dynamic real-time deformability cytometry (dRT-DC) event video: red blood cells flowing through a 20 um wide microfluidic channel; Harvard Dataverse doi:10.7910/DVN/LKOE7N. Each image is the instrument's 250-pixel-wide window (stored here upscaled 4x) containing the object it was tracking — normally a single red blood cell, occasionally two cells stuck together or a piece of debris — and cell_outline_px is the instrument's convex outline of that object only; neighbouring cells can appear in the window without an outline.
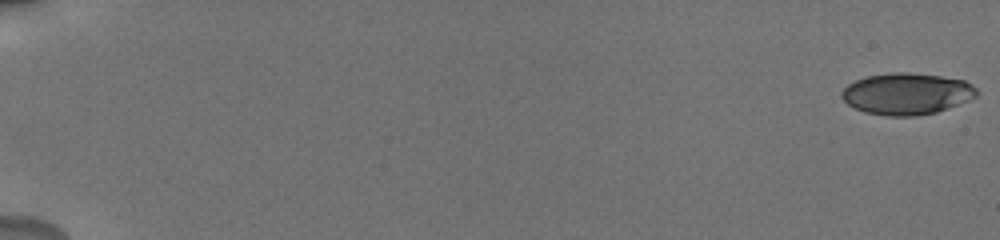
{"species": "human", "species_latin": "Homo sapiens", "temperature_condition": "cold", "stored_images_in_passage": 15, "camera_frame_rate_fps": 3000, "um_per_image_px": 0.085, "donor": {"sex": "male"}, "frame": {"image": 1, "passage_image": 1, "time_ms": 0.0, "image_size_px": [1000, 240], "cell_outline_px": [[980, 92], [976, 96], [968, 100], [948, 108], [936, 112], [916, 116], [888, 116], [864, 112], [848, 104], [840, 96], [840, 92], [848, 84], [856, 80], [868, 76], [892, 72], [908, 72], [940, 76], [964, 80], [972, 84]], "centroid_in_image_um": [77.07, 7.97], "position_along_channel_um": 7.9, "area_um2": 32.71}}
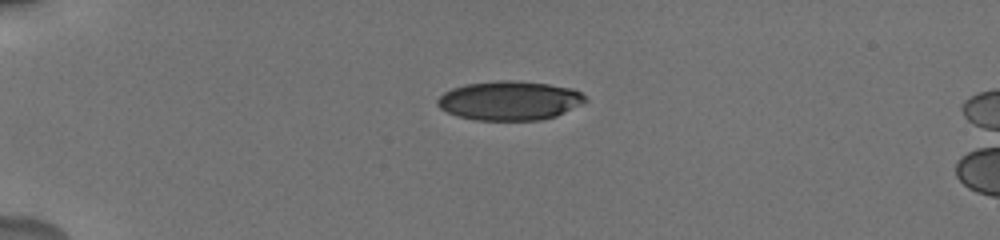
{"frame": {"image": 2, "passage_image": 11, "time_ms": 5.0, "image_size_px": [1000, 240], "cell_outline_px": [[588, 100], [556, 116], [540, 120], [476, 120], [456, 116], [440, 108], [436, 104], [436, 100], [444, 92], [452, 88], [464, 84], [500, 80], [516, 80], [548, 84], [572, 88], [580, 92]], "centroid_in_image_um": [43.28, 8.55], "position_along_channel_um": 41.7, "area_um2": 33.76}}